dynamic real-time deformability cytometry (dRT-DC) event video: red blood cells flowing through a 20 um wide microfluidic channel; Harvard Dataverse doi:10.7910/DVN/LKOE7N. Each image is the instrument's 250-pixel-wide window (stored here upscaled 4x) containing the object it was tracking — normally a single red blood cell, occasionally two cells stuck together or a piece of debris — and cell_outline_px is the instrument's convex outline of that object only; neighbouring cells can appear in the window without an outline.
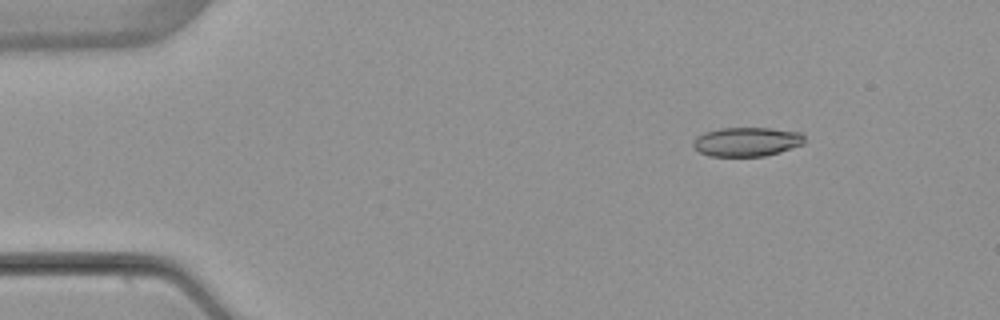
{"species": "common noctule bat (a hibernating species)", "species_latin": "Nyctalus noctula", "temperature_condition": "warm", "stored_images_in_passage": 3, "camera_frame_rate_fps": 3000, "um_per_image_px": 0.085, "animal": {"sex": "female", "body_mass_g": 22.7, "forearm_length_mm": 54.2}, "frame": {"image": 1, "passage_image": 1, "time_ms": 0.0, "image_size_px": [1000, 320], "cell_outline_px": [[804, 144], [780, 152], [764, 156], [708, 156], [692, 148], [692, 144], [696, 136], [704, 132], [720, 128], [772, 128], [800, 132], [804, 136]], "centroid_in_image_um": [63.45, 12.05], "position_along_channel_um": 21.5, "area_um2": 19.07}}